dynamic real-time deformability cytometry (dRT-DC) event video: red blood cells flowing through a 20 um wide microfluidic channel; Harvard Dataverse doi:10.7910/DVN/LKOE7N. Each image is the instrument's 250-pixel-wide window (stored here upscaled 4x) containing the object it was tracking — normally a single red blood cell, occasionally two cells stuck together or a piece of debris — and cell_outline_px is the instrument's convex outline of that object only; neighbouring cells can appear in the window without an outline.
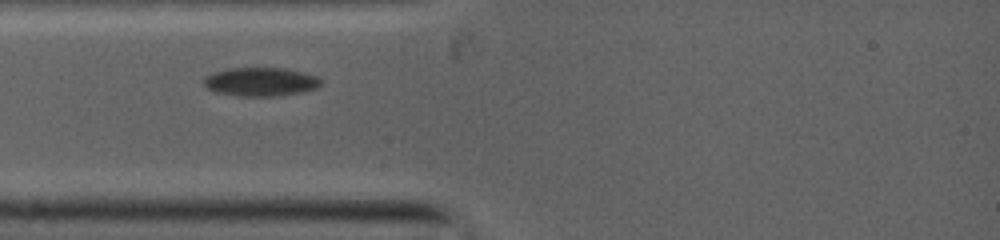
{"species": "common noctule bat (a hibernating species)", "species_latin": "Nyctalus noctula", "temperature_condition": "warm", "stored_images_in_passage": 5, "camera_frame_rate_fps": 5000, "um_per_image_px": 0.085, "animal": {"sex": "female", "body_mass_g": 19.0, "forearm_length_mm": 53.3}, "frame": {"image": 1, "passage_image": 1, "time_ms": 0.0, "image_size_px": [1000, 240], "cell_outline_px": [[320, 84], [316, 88], [300, 92], [272, 96], [240, 96], [216, 92], [208, 88], [204, 84], [204, 80], [208, 76], [216, 72], [232, 68], [284, 68], [316, 76], [320, 80]], "centroid_in_image_um": [22.15, 6.95], "position_along_channel_um": 62.8, "area_um2": 19.02}}
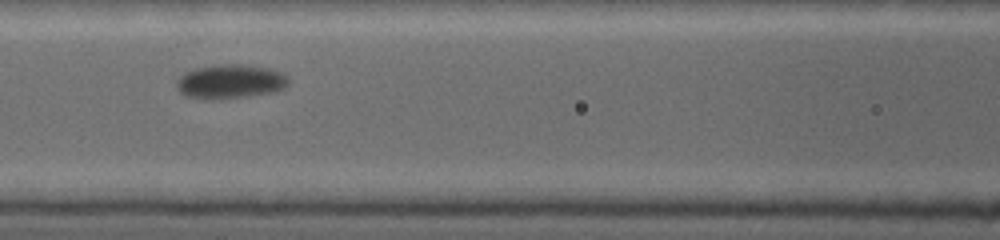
{"frame": {"image": 2, "passage_image": 3, "time_ms": 2.0, "image_size_px": [1000, 240], "cell_outline_px": [[288, 80], [280, 88], [260, 92], [236, 96], [196, 96], [184, 92], [176, 84], [176, 80], [180, 76], [188, 72], [200, 68], [224, 64], [240, 64], [264, 68], [280, 72]], "centroid_in_image_um": [19.55, 6.85], "position_along_channel_um": 147.1, "area_um2": 19.77}}
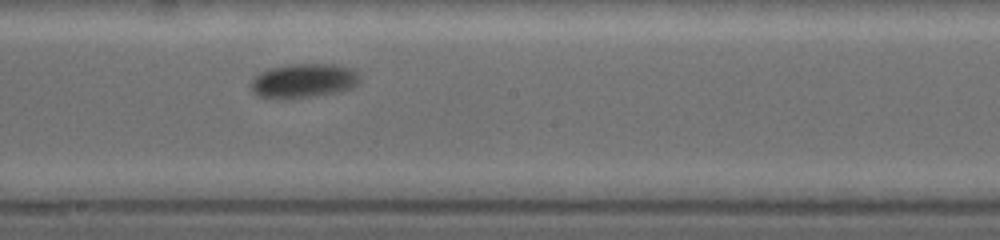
{"frame": {"image": 3, "passage_image": 5, "time_ms": 3.8, "image_size_px": [1000, 240], "cell_outline_px": [[356, 84], [344, 88], [328, 92], [308, 96], [264, 96], [256, 92], [252, 88], [252, 80], [260, 72], [272, 68], [288, 64], [336, 64], [352, 68], [356, 72]], "centroid_in_image_um": [25.79, 6.78], "position_along_channel_um": 222.4, "area_um2": 20.06}}